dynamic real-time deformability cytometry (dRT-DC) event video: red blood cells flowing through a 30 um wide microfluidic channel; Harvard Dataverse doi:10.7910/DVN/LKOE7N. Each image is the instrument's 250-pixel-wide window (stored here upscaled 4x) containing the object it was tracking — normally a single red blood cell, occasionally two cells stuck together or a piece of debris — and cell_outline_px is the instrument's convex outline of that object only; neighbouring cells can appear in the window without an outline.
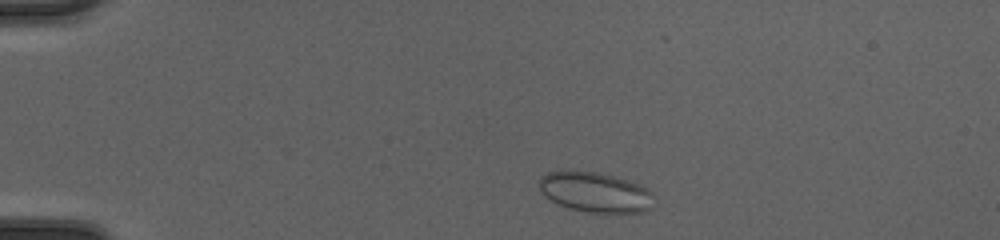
{"species": "common noctule bat (a hibernating species)", "species_latin": "Nyctalus noctula", "temperature_condition": "cold", "stored_images_in_passage": 41, "camera_frame_rate_fps": 3000, "um_per_image_px": 0.085, "animal": {"sex": "female", "body_mass_g": 20.0, "forearm_length_mm": 54.0}, "frame": {"image": 1, "passage_image": 3, "time_ms": 0.667, "image_size_px": [1000, 240], "cell_outline_px": [[652, 208], [644, 212], [584, 212], [568, 208], [552, 200], [540, 188], [540, 180], [548, 172], [596, 172], [612, 176], [636, 184], [652, 192]], "centroid_in_image_um": [50.63, 16.37], "position_along_channel_um": 34.4, "area_um2": 25.84}}
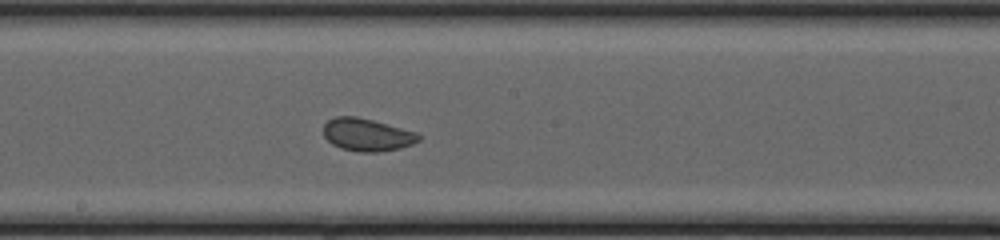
{"frame": {"image": 2, "passage_image": 20, "time_ms": 6.333, "image_size_px": [1000, 240], "cell_outline_px": [[420, 140], [412, 144], [400, 148], [380, 152], [360, 152], [340, 148], [332, 144], [324, 136], [324, 124], [328, 120], [336, 116], [356, 116], [372, 120], [416, 132], [420, 136]], "centroid_in_image_um": [31.18, 11.46], "position_along_channel_um": 217.0, "area_um2": 18.03}}
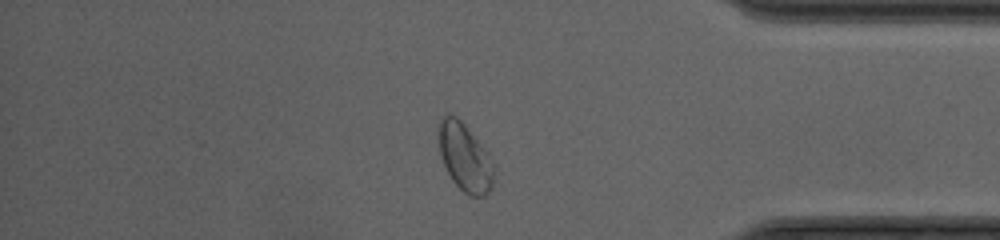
{"frame": {"image": 3, "passage_image": 34, "time_ms": 11.0, "image_size_px": [1000, 240], "cell_outline_px": [[492, 188], [484, 196], [468, 196], [452, 180], [444, 164], [440, 152], [436, 132], [440, 120], [448, 112], [456, 116], [464, 124], [484, 148], [492, 160]], "centroid_in_image_um": [39.47, 13.34], "position_along_channel_um": 395.7, "area_um2": 21.68}, "authors_computed_cell_mechanics": {"area_um2": 19.7098, "velocity_mm_per_s": 4.2524, "shape_relaxation_time_tau1_ms": null, "shape_relaxation_time_tau2_ms": 0.6714, "deformation_change_tau1": null, "deformation_change_tau2": 0.0483}}